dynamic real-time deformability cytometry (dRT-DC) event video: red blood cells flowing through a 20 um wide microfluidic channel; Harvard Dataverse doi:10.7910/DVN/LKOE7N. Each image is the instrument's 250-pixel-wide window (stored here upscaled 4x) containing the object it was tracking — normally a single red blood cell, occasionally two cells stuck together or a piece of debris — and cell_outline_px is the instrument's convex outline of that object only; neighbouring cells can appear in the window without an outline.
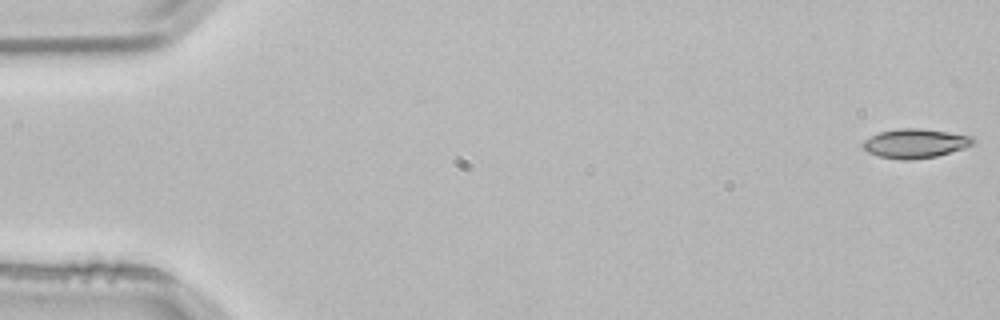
{"species": "common noctule bat (a hibernating species)", "species_latin": "Nyctalus noctula", "temperature_condition": "room temperature", "stored_images_in_passage": 4, "camera_frame_rate_fps": 3000, "um_per_image_px": 0.085, "animal": {"sex": "male", "body_mass_g": 21.5, "forearm_length_mm": 52.0}, "frame": {"image": 1, "passage_image": 1, "time_ms": 0.0, "image_size_px": [1000, 320], "cell_outline_px": [[976, 140], [972, 144], [964, 148], [936, 156], [904, 160], [880, 156], [868, 152], [860, 144], [864, 140], [880, 132], [900, 128], [920, 128], [948, 132], [972, 136]], "centroid_in_image_um": [77.79, 12.18], "position_along_channel_um": 7.2, "area_um2": 18.5}}